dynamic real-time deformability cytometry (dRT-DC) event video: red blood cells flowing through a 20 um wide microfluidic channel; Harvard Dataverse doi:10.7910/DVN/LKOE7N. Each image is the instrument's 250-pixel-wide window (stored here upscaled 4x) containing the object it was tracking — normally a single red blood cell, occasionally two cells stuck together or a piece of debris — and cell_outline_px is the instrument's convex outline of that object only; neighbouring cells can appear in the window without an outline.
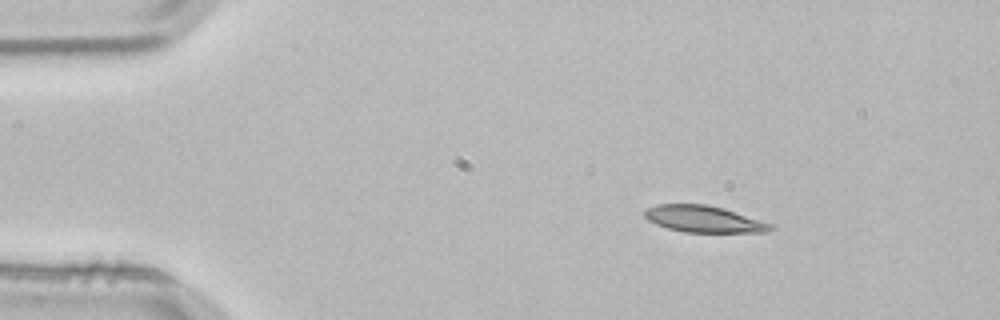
{"species": "common noctule bat (a hibernating species)", "species_latin": "Nyctalus noctula", "temperature_condition": "room temperature", "stored_images_in_passage": 3, "camera_frame_rate_fps": 3000, "um_per_image_px": 0.085, "animal": {"sex": "male", "body_mass_g": 21.5, "forearm_length_mm": 52.0}, "frame": {"image": 1, "passage_image": 1, "time_ms": 0.0, "image_size_px": [1000, 320], "cell_outline_px": [[776, 228], [768, 232], [684, 232], [668, 228], [656, 224], [648, 220], [644, 216], [644, 212], [648, 208], [656, 204], [708, 204], [724, 208], [772, 224]], "centroid_in_image_um": [59.83, 18.62], "position_along_channel_um": 25.2, "area_um2": 19.54}}
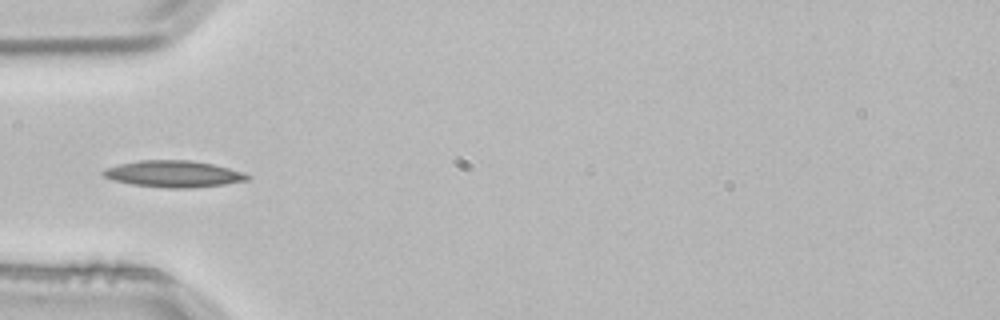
{"frame": {"image": 2, "passage_image": 3, "time_ms": 0.667, "image_size_px": [1000, 320], "cell_outline_px": [[252, 176], [248, 180], [224, 184], [192, 188], [164, 188], [132, 184], [112, 180], [104, 176], [100, 172], [104, 168], [120, 164], [140, 160], [192, 160], [212, 164], [244, 172]], "centroid_in_image_um": [14.74, 14.78], "position_along_channel_um": 70.3, "area_um2": 22.43}}